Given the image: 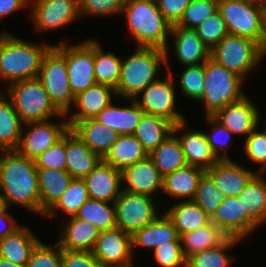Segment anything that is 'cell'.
<instances>
[{"label": "cell", "instance_id": "1f68e13d", "mask_svg": "<svg viewBox=\"0 0 266 267\" xmlns=\"http://www.w3.org/2000/svg\"><path fill=\"white\" fill-rule=\"evenodd\" d=\"M166 208L164 212L174 223L179 237L210 223L208 214L193 200L175 202Z\"/></svg>", "mask_w": 266, "mask_h": 267}, {"label": "cell", "instance_id": "9f6ffc18", "mask_svg": "<svg viewBox=\"0 0 266 267\" xmlns=\"http://www.w3.org/2000/svg\"><path fill=\"white\" fill-rule=\"evenodd\" d=\"M30 0H0V21L14 12L29 8Z\"/></svg>", "mask_w": 266, "mask_h": 267}, {"label": "cell", "instance_id": "8fae6325", "mask_svg": "<svg viewBox=\"0 0 266 267\" xmlns=\"http://www.w3.org/2000/svg\"><path fill=\"white\" fill-rule=\"evenodd\" d=\"M157 199V200H156ZM122 190L115 200L116 226L131 236L154 221L162 212L158 198ZM157 201V202H156Z\"/></svg>", "mask_w": 266, "mask_h": 267}, {"label": "cell", "instance_id": "cb8c5ba5", "mask_svg": "<svg viewBox=\"0 0 266 267\" xmlns=\"http://www.w3.org/2000/svg\"><path fill=\"white\" fill-rule=\"evenodd\" d=\"M83 180L91 199L114 203L122 191V171L103 161Z\"/></svg>", "mask_w": 266, "mask_h": 267}, {"label": "cell", "instance_id": "f1b7e54d", "mask_svg": "<svg viewBox=\"0 0 266 267\" xmlns=\"http://www.w3.org/2000/svg\"><path fill=\"white\" fill-rule=\"evenodd\" d=\"M178 237L174 223L162 212L154 221L132 235L133 255L137 247L154 250L162 244L175 241Z\"/></svg>", "mask_w": 266, "mask_h": 267}, {"label": "cell", "instance_id": "484cf974", "mask_svg": "<svg viewBox=\"0 0 266 267\" xmlns=\"http://www.w3.org/2000/svg\"><path fill=\"white\" fill-rule=\"evenodd\" d=\"M66 155V171L73 179H84L102 162L72 129L66 133Z\"/></svg>", "mask_w": 266, "mask_h": 267}, {"label": "cell", "instance_id": "ba28073f", "mask_svg": "<svg viewBox=\"0 0 266 267\" xmlns=\"http://www.w3.org/2000/svg\"><path fill=\"white\" fill-rule=\"evenodd\" d=\"M210 57L247 81L266 56L252 39L228 34L210 50Z\"/></svg>", "mask_w": 266, "mask_h": 267}, {"label": "cell", "instance_id": "7bdbcfd3", "mask_svg": "<svg viewBox=\"0 0 266 267\" xmlns=\"http://www.w3.org/2000/svg\"><path fill=\"white\" fill-rule=\"evenodd\" d=\"M204 117L205 124L207 123V126L211 128L209 132L203 130L211 151L218 160H233L230 155L228 156L227 149H229L232 142H234L233 136L235 135L224 125L218 122L213 116Z\"/></svg>", "mask_w": 266, "mask_h": 267}, {"label": "cell", "instance_id": "3957f363", "mask_svg": "<svg viewBox=\"0 0 266 267\" xmlns=\"http://www.w3.org/2000/svg\"><path fill=\"white\" fill-rule=\"evenodd\" d=\"M54 43H38L18 38L7 31L0 40V80L5 85L38 78L42 61Z\"/></svg>", "mask_w": 266, "mask_h": 267}, {"label": "cell", "instance_id": "91938a15", "mask_svg": "<svg viewBox=\"0 0 266 267\" xmlns=\"http://www.w3.org/2000/svg\"><path fill=\"white\" fill-rule=\"evenodd\" d=\"M8 205L6 202V199L3 197V195L0 192V214L4 213L8 209Z\"/></svg>", "mask_w": 266, "mask_h": 267}, {"label": "cell", "instance_id": "52a82bcc", "mask_svg": "<svg viewBox=\"0 0 266 267\" xmlns=\"http://www.w3.org/2000/svg\"><path fill=\"white\" fill-rule=\"evenodd\" d=\"M3 89L23 123L66 116L51 101L38 78L18 80Z\"/></svg>", "mask_w": 266, "mask_h": 267}, {"label": "cell", "instance_id": "4dcf8cb0", "mask_svg": "<svg viewBox=\"0 0 266 267\" xmlns=\"http://www.w3.org/2000/svg\"><path fill=\"white\" fill-rule=\"evenodd\" d=\"M41 217L67 190L73 177L66 170L37 169Z\"/></svg>", "mask_w": 266, "mask_h": 267}, {"label": "cell", "instance_id": "6f0895ef", "mask_svg": "<svg viewBox=\"0 0 266 267\" xmlns=\"http://www.w3.org/2000/svg\"><path fill=\"white\" fill-rule=\"evenodd\" d=\"M8 208L4 213L0 214V239L12 234L21 224L16 217H13Z\"/></svg>", "mask_w": 266, "mask_h": 267}, {"label": "cell", "instance_id": "ac0fdd59", "mask_svg": "<svg viewBox=\"0 0 266 267\" xmlns=\"http://www.w3.org/2000/svg\"><path fill=\"white\" fill-rule=\"evenodd\" d=\"M187 123L186 120L174 125L172 132L178 137L187 165L207 170L219 160L211 151L204 131L201 129H190V125Z\"/></svg>", "mask_w": 266, "mask_h": 267}, {"label": "cell", "instance_id": "ffe728a7", "mask_svg": "<svg viewBox=\"0 0 266 267\" xmlns=\"http://www.w3.org/2000/svg\"><path fill=\"white\" fill-rule=\"evenodd\" d=\"M224 197H238L248 182L258 173L235 160H219L206 170Z\"/></svg>", "mask_w": 266, "mask_h": 267}, {"label": "cell", "instance_id": "30bf717a", "mask_svg": "<svg viewBox=\"0 0 266 267\" xmlns=\"http://www.w3.org/2000/svg\"><path fill=\"white\" fill-rule=\"evenodd\" d=\"M54 47L66 58L68 83L74 96L97 84L94 76V39L76 44L62 40Z\"/></svg>", "mask_w": 266, "mask_h": 267}, {"label": "cell", "instance_id": "c3c4849f", "mask_svg": "<svg viewBox=\"0 0 266 267\" xmlns=\"http://www.w3.org/2000/svg\"><path fill=\"white\" fill-rule=\"evenodd\" d=\"M195 30L198 37L210 50L228 35L226 23L218 11L205 19Z\"/></svg>", "mask_w": 266, "mask_h": 267}, {"label": "cell", "instance_id": "6da1fadb", "mask_svg": "<svg viewBox=\"0 0 266 267\" xmlns=\"http://www.w3.org/2000/svg\"><path fill=\"white\" fill-rule=\"evenodd\" d=\"M37 166L17 150L0 151V192L10 208L21 206L41 217Z\"/></svg>", "mask_w": 266, "mask_h": 267}, {"label": "cell", "instance_id": "ab89813d", "mask_svg": "<svg viewBox=\"0 0 266 267\" xmlns=\"http://www.w3.org/2000/svg\"><path fill=\"white\" fill-rule=\"evenodd\" d=\"M243 241L235 237H228L217 247L195 253L186 259V267H230L236 260L229 254L232 247Z\"/></svg>", "mask_w": 266, "mask_h": 267}, {"label": "cell", "instance_id": "2e32d148", "mask_svg": "<svg viewBox=\"0 0 266 267\" xmlns=\"http://www.w3.org/2000/svg\"><path fill=\"white\" fill-rule=\"evenodd\" d=\"M228 237L245 240L260 227L247 215L238 197H224L221 205L210 217Z\"/></svg>", "mask_w": 266, "mask_h": 267}, {"label": "cell", "instance_id": "60d3db41", "mask_svg": "<svg viewBox=\"0 0 266 267\" xmlns=\"http://www.w3.org/2000/svg\"><path fill=\"white\" fill-rule=\"evenodd\" d=\"M89 199L86 183L83 179H73L67 190L59 200L44 214V217L52 218L64 214L65 217L74 216L80 207ZM63 211V213H62ZM60 212V213H58Z\"/></svg>", "mask_w": 266, "mask_h": 267}, {"label": "cell", "instance_id": "b9f144b4", "mask_svg": "<svg viewBox=\"0 0 266 267\" xmlns=\"http://www.w3.org/2000/svg\"><path fill=\"white\" fill-rule=\"evenodd\" d=\"M75 216L92 223L100 231L117 227L114 203L89 198Z\"/></svg>", "mask_w": 266, "mask_h": 267}, {"label": "cell", "instance_id": "7c38bea8", "mask_svg": "<svg viewBox=\"0 0 266 267\" xmlns=\"http://www.w3.org/2000/svg\"><path fill=\"white\" fill-rule=\"evenodd\" d=\"M38 79L54 105L67 114L73 107L75 96L68 83L66 58L54 46L44 56Z\"/></svg>", "mask_w": 266, "mask_h": 267}, {"label": "cell", "instance_id": "d6986e66", "mask_svg": "<svg viewBox=\"0 0 266 267\" xmlns=\"http://www.w3.org/2000/svg\"><path fill=\"white\" fill-rule=\"evenodd\" d=\"M163 188V176L147 157L122 171V190L155 198Z\"/></svg>", "mask_w": 266, "mask_h": 267}, {"label": "cell", "instance_id": "836d02e7", "mask_svg": "<svg viewBox=\"0 0 266 267\" xmlns=\"http://www.w3.org/2000/svg\"><path fill=\"white\" fill-rule=\"evenodd\" d=\"M266 173H257L238 195L247 215L261 228L266 223Z\"/></svg>", "mask_w": 266, "mask_h": 267}, {"label": "cell", "instance_id": "603a6c76", "mask_svg": "<svg viewBox=\"0 0 266 267\" xmlns=\"http://www.w3.org/2000/svg\"><path fill=\"white\" fill-rule=\"evenodd\" d=\"M170 41L172 51L181 65L191 66L205 63L210 58V49L198 37L196 30L172 25Z\"/></svg>", "mask_w": 266, "mask_h": 267}, {"label": "cell", "instance_id": "f546056e", "mask_svg": "<svg viewBox=\"0 0 266 267\" xmlns=\"http://www.w3.org/2000/svg\"><path fill=\"white\" fill-rule=\"evenodd\" d=\"M71 129L101 158L106 155L119 136L116 131L95 118L78 121Z\"/></svg>", "mask_w": 266, "mask_h": 267}, {"label": "cell", "instance_id": "f6af8a7d", "mask_svg": "<svg viewBox=\"0 0 266 267\" xmlns=\"http://www.w3.org/2000/svg\"><path fill=\"white\" fill-rule=\"evenodd\" d=\"M224 199L212 178L205 172L200 178L193 201L198 204L209 217L218 209Z\"/></svg>", "mask_w": 266, "mask_h": 267}, {"label": "cell", "instance_id": "5bb4252c", "mask_svg": "<svg viewBox=\"0 0 266 267\" xmlns=\"http://www.w3.org/2000/svg\"><path fill=\"white\" fill-rule=\"evenodd\" d=\"M28 11L33 31L39 34L64 29L81 20L78 0H30Z\"/></svg>", "mask_w": 266, "mask_h": 267}, {"label": "cell", "instance_id": "680465c9", "mask_svg": "<svg viewBox=\"0 0 266 267\" xmlns=\"http://www.w3.org/2000/svg\"><path fill=\"white\" fill-rule=\"evenodd\" d=\"M0 267H26V266H19L12 262H9L8 260L0 257Z\"/></svg>", "mask_w": 266, "mask_h": 267}, {"label": "cell", "instance_id": "f907efd6", "mask_svg": "<svg viewBox=\"0 0 266 267\" xmlns=\"http://www.w3.org/2000/svg\"><path fill=\"white\" fill-rule=\"evenodd\" d=\"M26 267H62V249L57 242L47 245L41 240L31 252Z\"/></svg>", "mask_w": 266, "mask_h": 267}, {"label": "cell", "instance_id": "7a4b0ae2", "mask_svg": "<svg viewBox=\"0 0 266 267\" xmlns=\"http://www.w3.org/2000/svg\"><path fill=\"white\" fill-rule=\"evenodd\" d=\"M125 16L127 33L135 40V47H155L166 51L170 59L172 25L163 16L155 0H129L124 2L121 15Z\"/></svg>", "mask_w": 266, "mask_h": 267}, {"label": "cell", "instance_id": "8d00e7d4", "mask_svg": "<svg viewBox=\"0 0 266 267\" xmlns=\"http://www.w3.org/2000/svg\"><path fill=\"white\" fill-rule=\"evenodd\" d=\"M228 236L214 223L180 236L182 252L187 259L191 255L222 244Z\"/></svg>", "mask_w": 266, "mask_h": 267}, {"label": "cell", "instance_id": "e575fe53", "mask_svg": "<svg viewBox=\"0 0 266 267\" xmlns=\"http://www.w3.org/2000/svg\"><path fill=\"white\" fill-rule=\"evenodd\" d=\"M22 127L23 122L12 101L0 90V151L17 149Z\"/></svg>", "mask_w": 266, "mask_h": 267}, {"label": "cell", "instance_id": "681fc988", "mask_svg": "<svg viewBox=\"0 0 266 267\" xmlns=\"http://www.w3.org/2000/svg\"><path fill=\"white\" fill-rule=\"evenodd\" d=\"M78 3L80 18L119 16L124 6V0H78Z\"/></svg>", "mask_w": 266, "mask_h": 267}, {"label": "cell", "instance_id": "74e56055", "mask_svg": "<svg viewBox=\"0 0 266 267\" xmlns=\"http://www.w3.org/2000/svg\"><path fill=\"white\" fill-rule=\"evenodd\" d=\"M173 126L165 118L144 114L133 135L149 154L172 133Z\"/></svg>", "mask_w": 266, "mask_h": 267}, {"label": "cell", "instance_id": "f5cc1de1", "mask_svg": "<svg viewBox=\"0 0 266 267\" xmlns=\"http://www.w3.org/2000/svg\"><path fill=\"white\" fill-rule=\"evenodd\" d=\"M34 160L38 169L66 170V134Z\"/></svg>", "mask_w": 266, "mask_h": 267}, {"label": "cell", "instance_id": "db71d44e", "mask_svg": "<svg viewBox=\"0 0 266 267\" xmlns=\"http://www.w3.org/2000/svg\"><path fill=\"white\" fill-rule=\"evenodd\" d=\"M62 267H103L93 252L62 250Z\"/></svg>", "mask_w": 266, "mask_h": 267}, {"label": "cell", "instance_id": "d590c367", "mask_svg": "<svg viewBox=\"0 0 266 267\" xmlns=\"http://www.w3.org/2000/svg\"><path fill=\"white\" fill-rule=\"evenodd\" d=\"M148 157L163 177L187 166L181 144L173 132L157 148L152 150Z\"/></svg>", "mask_w": 266, "mask_h": 267}, {"label": "cell", "instance_id": "7dc6e473", "mask_svg": "<svg viewBox=\"0 0 266 267\" xmlns=\"http://www.w3.org/2000/svg\"><path fill=\"white\" fill-rule=\"evenodd\" d=\"M243 152L247 160L258 165V173H266V135L259 126L242 142Z\"/></svg>", "mask_w": 266, "mask_h": 267}, {"label": "cell", "instance_id": "d6a6232c", "mask_svg": "<svg viewBox=\"0 0 266 267\" xmlns=\"http://www.w3.org/2000/svg\"><path fill=\"white\" fill-rule=\"evenodd\" d=\"M148 157L147 151L137 138L131 135H119L102 161L123 171L126 167Z\"/></svg>", "mask_w": 266, "mask_h": 267}, {"label": "cell", "instance_id": "8992f818", "mask_svg": "<svg viewBox=\"0 0 266 267\" xmlns=\"http://www.w3.org/2000/svg\"><path fill=\"white\" fill-rule=\"evenodd\" d=\"M218 12L228 34L246 37L266 47V6L249 0H219Z\"/></svg>", "mask_w": 266, "mask_h": 267}, {"label": "cell", "instance_id": "816d5d0a", "mask_svg": "<svg viewBox=\"0 0 266 267\" xmlns=\"http://www.w3.org/2000/svg\"><path fill=\"white\" fill-rule=\"evenodd\" d=\"M151 253L160 267H186V258L182 252L180 237L175 241L158 246Z\"/></svg>", "mask_w": 266, "mask_h": 267}, {"label": "cell", "instance_id": "bcb514c9", "mask_svg": "<svg viewBox=\"0 0 266 267\" xmlns=\"http://www.w3.org/2000/svg\"><path fill=\"white\" fill-rule=\"evenodd\" d=\"M218 1L219 0H192L184 10L180 20L174 25L195 29L205 19L218 11Z\"/></svg>", "mask_w": 266, "mask_h": 267}, {"label": "cell", "instance_id": "11a10c76", "mask_svg": "<svg viewBox=\"0 0 266 267\" xmlns=\"http://www.w3.org/2000/svg\"><path fill=\"white\" fill-rule=\"evenodd\" d=\"M158 9L171 25L176 24L192 0H155Z\"/></svg>", "mask_w": 266, "mask_h": 267}, {"label": "cell", "instance_id": "4316f807", "mask_svg": "<svg viewBox=\"0 0 266 267\" xmlns=\"http://www.w3.org/2000/svg\"><path fill=\"white\" fill-rule=\"evenodd\" d=\"M206 170L187 165L173 173L163 177L162 195L176 198L179 201H191L194 199L197 187Z\"/></svg>", "mask_w": 266, "mask_h": 267}, {"label": "cell", "instance_id": "94428289", "mask_svg": "<svg viewBox=\"0 0 266 267\" xmlns=\"http://www.w3.org/2000/svg\"><path fill=\"white\" fill-rule=\"evenodd\" d=\"M249 1L256 2L258 4L266 6V0H249Z\"/></svg>", "mask_w": 266, "mask_h": 267}, {"label": "cell", "instance_id": "83f0119b", "mask_svg": "<svg viewBox=\"0 0 266 267\" xmlns=\"http://www.w3.org/2000/svg\"><path fill=\"white\" fill-rule=\"evenodd\" d=\"M35 232L22 224L12 234L0 239V257L19 266H26L31 252L41 241Z\"/></svg>", "mask_w": 266, "mask_h": 267}, {"label": "cell", "instance_id": "277c9868", "mask_svg": "<svg viewBox=\"0 0 266 267\" xmlns=\"http://www.w3.org/2000/svg\"><path fill=\"white\" fill-rule=\"evenodd\" d=\"M166 65V51L155 47H136L129 56L122 59L121 75L115 89L122 101L133 99L147 85L158 80L160 68ZM160 73V74H159Z\"/></svg>", "mask_w": 266, "mask_h": 267}, {"label": "cell", "instance_id": "ee69618b", "mask_svg": "<svg viewBox=\"0 0 266 267\" xmlns=\"http://www.w3.org/2000/svg\"><path fill=\"white\" fill-rule=\"evenodd\" d=\"M179 81L175 83L180 87L181 94L189 100L197 102L203 95L204 89V63L184 66Z\"/></svg>", "mask_w": 266, "mask_h": 267}, {"label": "cell", "instance_id": "7402d4cb", "mask_svg": "<svg viewBox=\"0 0 266 267\" xmlns=\"http://www.w3.org/2000/svg\"><path fill=\"white\" fill-rule=\"evenodd\" d=\"M63 220L65 222H61V229L56 241L60 248L92 252L101 231L92 223L79 219L75 215L66 217V219L63 217Z\"/></svg>", "mask_w": 266, "mask_h": 267}, {"label": "cell", "instance_id": "d4e9b609", "mask_svg": "<svg viewBox=\"0 0 266 267\" xmlns=\"http://www.w3.org/2000/svg\"><path fill=\"white\" fill-rule=\"evenodd\" d=\"M118 99L117 97L115 101L113 100L106 108L102 109L95 119L116 131L118 135L134 134L145 112L133 99H128L129 106H117L115 104L118 103L116 102Z\"/></svg>", "mask_w": 266, "mask_h": 267}, {"label": "cell", "instance_id": "5b68a950", "mask_svg": "<svg viewBox=\"0 0 266 267\" xmlns=\"http://www.w3.org/2000/svg\"><path fill=\"white\" fill-rule=\"evenodd\" d=\"M204 78L203 95L197 101L203 103L204 116H213L247 95L243 90L245 80L211 57L204 63Z\"/></svg>", "mask_w": 266, "mask_h": 267}, {"label": "cell", "instance_id": "f35d334b", "mask_svg": "<svg viewBox=\"0 0 266 267\" xmlns=\"http://www.w3.org/2000/svg\"><path fill=\"white\" fill-rule=\"evenodd\" d=\"M99 40L94 39V76L97 84L116 89L121 75L122 57L104 51Z\"/></svg>", "mask_w": 266, "mask_h": 267}, {"label": "cell", "instance_id": "4fadbf2b", "mask_svg": "<svg viewBox=\"0 0 266 267\" xmlns=\"http://www.w3.org/2000/svg\"><path fill=\"white\" fill-rule=\"evenodd\" d=\"M69 129L66 116L23 123L19 145L16 150L30 159H35L62 139Z\"/></svg>", "mask_w": 266, "mask_h": 267}, {"label": "cell", "instance_id": "9c48e42d", "mask_svg": "<svg viewBox=\"0 0 266 267\" xmlns=\"http://www.w3.org/2000/svg\"><path fill=\"white\" fill-rule=\"evenodd\" d=\"M170 61H166L167 73L158 80L147 85L133 100L145 114L160 116L173 125L186 121V117L177 107V86ZM176 87V88H175Z\"/></svg>", "mask_w": 266, "mask_h": 267}, {"label": "cell", "instance_id": "6125c7cd", "mask_svg": "<svg viewBox=\"0 0 266 267\" xmlns=\"http://www.w3.org/2000/svg\"><path fill=\"white\" fill-rule=\"evenodd\" d=\"M6 32H7V29H6V31L3 30V29L0 31V40H1V38L3 37V35H4Z\"/></svg>", "mask_w": 266, "mask_h": 267}, {"label": "cell", "instance_id": "be15d7a7", "mask_svg": "<svg viewBox=\"0 0 266 267\" xmlns=\"http://www.w3.org/2000/svg\"><path fill=\"white\" fill-rule=\"evenodd\" d=\"M266 117V116H265ZM264 124L265 125H263V126H265L263 129H261L263 132H264V134L266 135V122H264Z\"/></svg>", "mask_w": 266, "mask_h": 267}, {"label": "cell", "instance_id": "9a60e30c", "mask_svg": "<svg viewBox=\"0 0 266 267\" xmlns=\"http://www.w3.org/2000/svg\"><path fill=\"white\" fill-rule=\"evenodd\" d=\"M92 252L103 267H135L132 236L118 227L101 231Z\"/></svg>", "mask_w": 266, "mask_h": 267}, {"label": "cell", "instance_id": "e0dca14e", "mask_svg": "<svg viewBox=\"0 0 266 267\" xmlns=\"http://www.w3.org/2000/svg\"><path fill=\"white\" fill-rule=\"evenodd\" d=\"M230 103L217 111L213 117L234 135L246 138L258 126H261V111L250 96Z\"/></svg>", "mask_w": 266, "mask_h": 267}, {"label": "cell", "instance_id": "44dd1931", "mask_svg": "<svg viewBox=\"0 0 266 267\" xmlns=\"http://www.w3.org/2000/svg\"><path fill=\"white\" fill-rule=\"evenodd\" d=\"M117 98L114 88L108 85L95 84L75 96L72 107L66 114L70 129L81 120L95 118ZM75 111V112H74Z\"/></svg>", "mask_w": 266, "mask_h": 267}]
</instances>
